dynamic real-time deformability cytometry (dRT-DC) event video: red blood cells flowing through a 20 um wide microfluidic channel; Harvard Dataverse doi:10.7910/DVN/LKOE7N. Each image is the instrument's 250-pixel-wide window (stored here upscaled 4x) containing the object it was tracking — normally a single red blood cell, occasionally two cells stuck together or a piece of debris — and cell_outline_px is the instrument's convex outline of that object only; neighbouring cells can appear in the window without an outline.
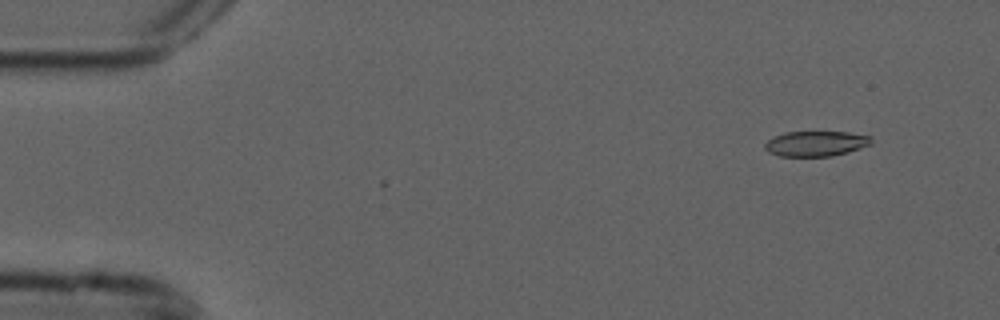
{"species": "common noctule bat (a hibernating species)", "species_latin": "Nyctalus noctula", "temperature_condition": "cold", "stored_images_in_passage": 5, "camera_frame_rate_fps": 3000, "um_per_image_px": 0.085, "animal": {"sex": "male", "forearm_length_mm": 52.5}, "frame": {"image": 1, "passage_image": 2, "time_ms": 0.333, "image_size_px": [1000, 320], "cell_outline_px": [[872, 144], [848, 152], [832, 156], [780, 156], [768, 152], [764, 148], [764, 144], [772, 136], [784, 132], [848, 132], [872, 136]], "centroid_in_image_um": [69.34, 12.2], "position_along_channel_um": 15.7, "area_um2": 15.78}}
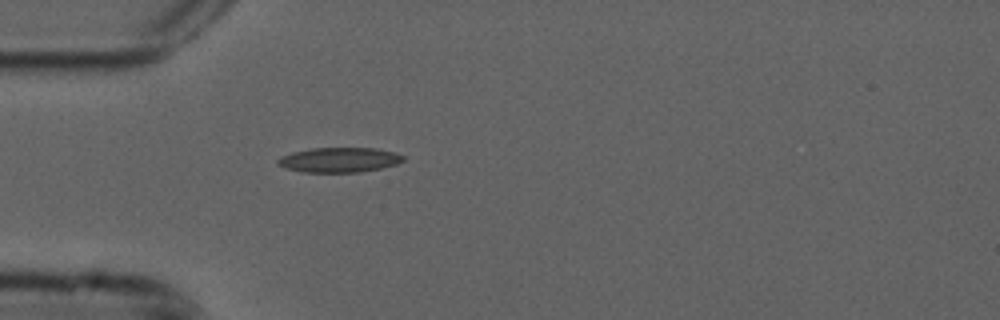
{"frame": {"image": 2, "passage_image": 5, "time_ms": 1.333, "image_size_px": [1000, 320], "cell_outline_px": [[404, 160], [396, 164], [380, 168], [360, 172], [304, 172], [284, 168], [276, 164], [276, 160], [280, 156], [292, 152], [312, 148], [376, 148], [396, 152], [404, 156]], "centroid_in_image_um": [28.81, 13.58], "position_along_channel_um": 56.2, "area_um2": 18.26}}